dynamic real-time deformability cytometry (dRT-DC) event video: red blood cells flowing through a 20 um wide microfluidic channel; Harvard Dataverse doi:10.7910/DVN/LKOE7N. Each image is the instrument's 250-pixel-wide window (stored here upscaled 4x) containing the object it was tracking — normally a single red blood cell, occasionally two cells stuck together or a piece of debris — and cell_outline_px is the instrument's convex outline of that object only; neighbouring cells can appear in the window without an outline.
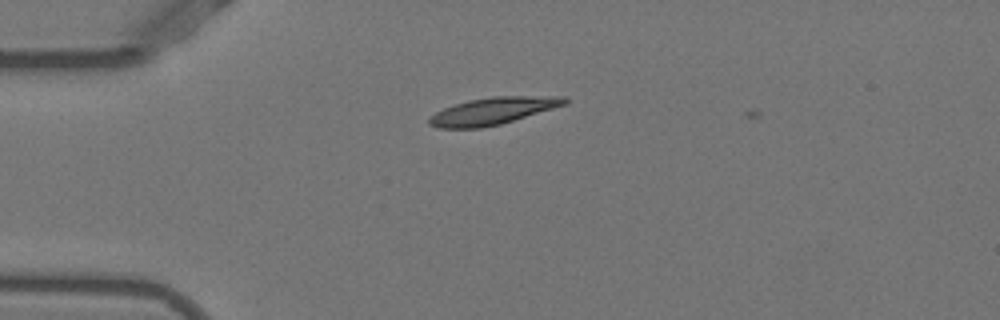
{"species": "Egyptian fruit bat (a non-hibernating species)", "species_latin": "Rousettus aegyptiacus", "temperature_condition": "warm", "stored_images_in_passage": 5, "camera_frame_rate_fps": 3000, "um_per_image_px": 0.085, "animal": {"sex": "female"}, "frame": {"image": 1, "passage_image": 4, "time_ms": 1.0, "image_size_px": [1000, 320], "cell_outline_px": [[568, 104], [500, 124], [480, 128], [436, 128], [428, 124], [428, 120], [436, 112], [444, 108], [468, 100], [492, 96], [564, 96], [568, 100]], "centroid_in_image_um": [41.91, 9.43], "position_along_channel_um": 43.1, "area_um2": 21.33}}